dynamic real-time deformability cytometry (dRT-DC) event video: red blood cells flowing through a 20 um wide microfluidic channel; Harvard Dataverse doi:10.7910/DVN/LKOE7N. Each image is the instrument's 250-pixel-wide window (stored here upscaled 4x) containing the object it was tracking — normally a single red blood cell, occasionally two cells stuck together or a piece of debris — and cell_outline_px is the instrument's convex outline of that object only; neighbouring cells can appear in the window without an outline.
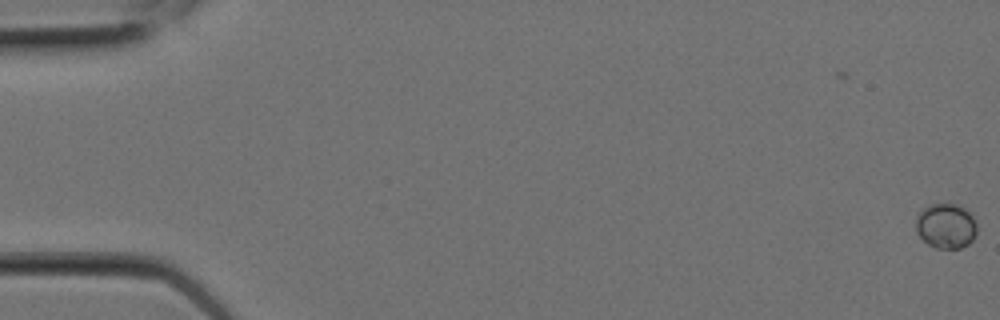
{"species": "Egyptian fruit bat (a non-hibernating species)", "species_latin": "Rousettus aegyptiacus", "temperature_condition": "room temperature", "stored_images_in_passage": 7, "camera_frame_rate_fps": 3000, "um_per_image_px": 0.085, "animal": {"sex": "female"}, "frame": {"image": 1, "passage_image": 1, "time_ms": 0.0, "image_size_px": [1000, 320], "cell_outline_px": [[976, 236], [968, 244], [960, 248], [936, 248], [928, 244], [916, 232], [916, 220], [920, 212], [928, 204], [956, 204], [968, 208], [972, 212], [976, 220]], "centroid_in_image_um": [80.45, 19.18], "position_along_channel_um": 4.6, "area_um2": 16.24}}
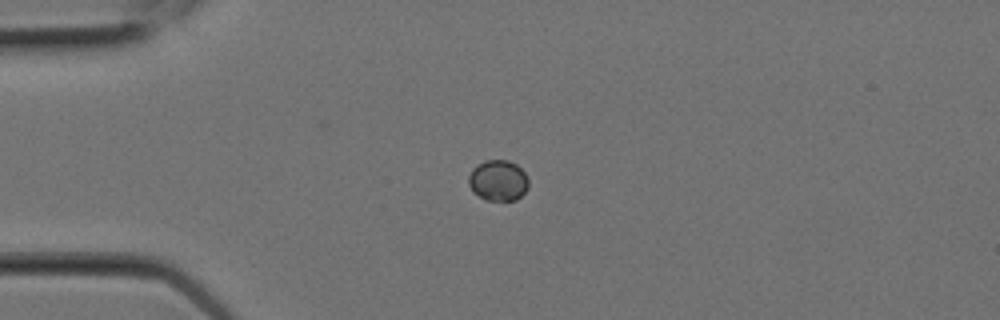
{"frame": {"image": 2, "passage_image": 6, "time_ms": 1.667, "image_size_px": [1000, 320], "cell_outline_px": [[528, 188], [516, 200], [484, 200], [472, 192], [468, 184], [468, 176], [472, 168], [476, 164], [484, 160], [508, 160], [516, 164], [524, 172], [528, 180]], "centroid_in_image_um": [42.3, 15.33], "position_along_channel_um": 42.7, "area_um2": 14.45}}